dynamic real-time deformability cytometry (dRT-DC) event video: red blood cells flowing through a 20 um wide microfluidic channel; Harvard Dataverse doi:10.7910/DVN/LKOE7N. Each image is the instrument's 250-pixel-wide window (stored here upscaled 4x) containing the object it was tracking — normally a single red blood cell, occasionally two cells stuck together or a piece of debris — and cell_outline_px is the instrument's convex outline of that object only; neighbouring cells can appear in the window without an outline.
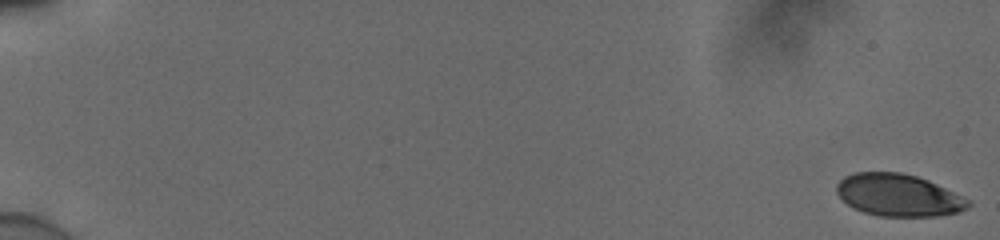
{"species": "human", "species_latin": "Homo sapiens", "temperature_condition": "cold", "stored_images_in_passage": 56, "camera_frame_rate_fps": 3000, "um_per_image_px": 0.085, "donor": {"sex": "male"}, "frame": {"image": 1, "passage_image": 1, "time_ms": 0.0, "image_size_px": [1000, 240], "cell_outline_px": [[972, 204], [968, 208], [960, 212], [936, 216], [880, 216], [864, 212], [848, 204], [836, 192], [836, 184], [844, 176], [852, 172], [900, 172], [916, 176], [928, 180], [968, 200]], "centroid_in_image_um": [76.35, 16.58], "position_along_channel_um": 8.7, "area_um2": 32.14}}
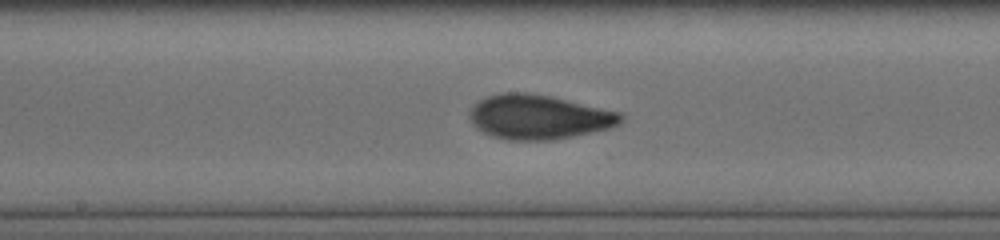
{"frame": {"image": 2, "passage_image": 32, "time_ms": 10.333, "image_size_px": [1000, 240], "cell_outline_px": [[624, 120], [620, 124], [608, 128], [556, 140], [508, 140], [492, 136], [476, 128], [472, 124], [468, 116], [472, 108], [480, 100], [488, 96], [500, 92], [528, 92], [552, 96], [620, 112], [624, 116]], "centroid_in_image_um": [45.8, 9.94], "position_along_channel_um": 202.4, "area_um2": 39.3}}
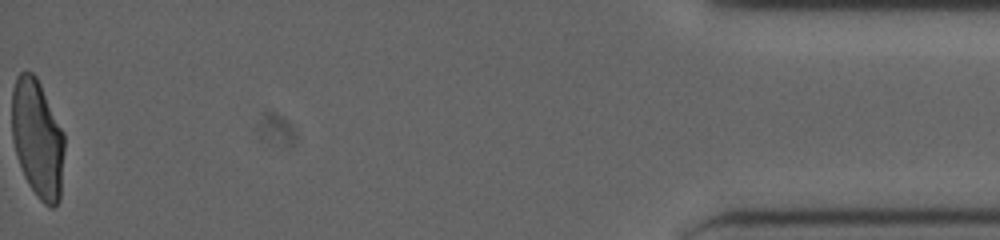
{"frame": {"image": 3, "passage_image": 56, "time_ms": 18.333, "image_size_px": [1000, 240], "cell_outline_px": [[64, 148], [60, 200], [52, 208], [48, 208], [36, 196], [28, 184], [24, 176], [16, 156], [12, 140], [12, 88], [16, 76], [20, 72], [32, 72], [36, 76], [64, 132]], "centroid_in_image_um": [3.18, 11.8], "position_along_channel_um": 432.0, "area_um2": 36.47}, "authors_computed_cell_mechanics": {"area_um2": 36.5296, "velocity_mm_per_s": 3.8964, "shape_relaxation_time_tau1_ms": 5.5742, "shape_relaxation_time_tau2_ms": 1.1594, "deformation_change_tau1": 0.1959, "deformation_change_tau2": 0.0628}}